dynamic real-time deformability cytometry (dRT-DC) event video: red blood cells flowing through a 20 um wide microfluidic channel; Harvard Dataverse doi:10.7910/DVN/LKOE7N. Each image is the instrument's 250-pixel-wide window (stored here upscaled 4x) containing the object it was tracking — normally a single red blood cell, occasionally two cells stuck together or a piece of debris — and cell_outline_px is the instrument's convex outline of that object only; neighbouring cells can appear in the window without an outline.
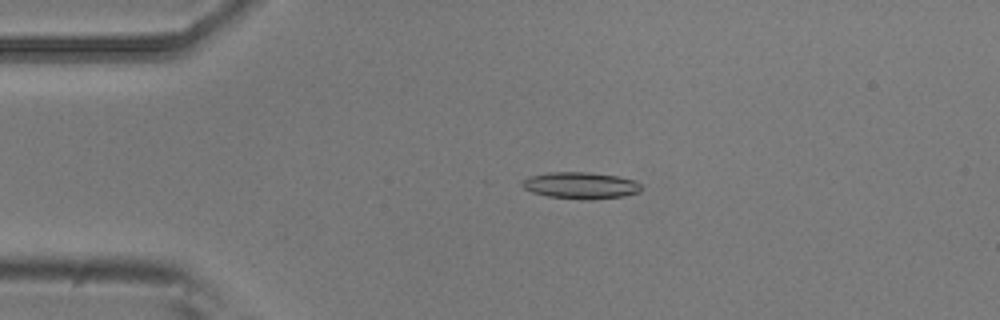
{"species": "common noctule bat (a hibernating species)", "species_latin": "Nyctalus noctula", "temperature_condition": "room temperature", "stored_images_in_passage": 4, "camera_frame_rate_fps": 3000, "um_per_image_px": 0.085, "animal": {"sex": "male", "body_mass_g": 20.5, "forearm_length_mm": 52.5}, "frame": {"image": 1, "passage_image": 3, "time_ms": 0.667, "image_size_px": [1000, 320], "cell_outline_px": [[644, 188], [640, 192], [624, 196], [592, 200], [584, 200], [548, 196], [532, 192], [524, 188], [520, 184], [528, 176], [548, 172], [588, 172], [620, 176], [636, 180]], "centroid_in_image_um": [49.4, 15.76], "position_along_channel_um": 35.6, "area_um2": 18.84}}